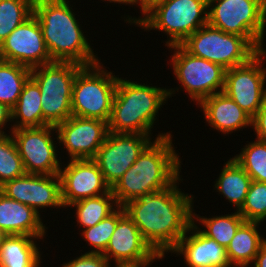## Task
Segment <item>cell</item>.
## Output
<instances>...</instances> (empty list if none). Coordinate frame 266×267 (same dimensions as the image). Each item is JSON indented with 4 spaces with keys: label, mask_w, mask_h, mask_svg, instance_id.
<instances>
[{
    "label": "cell",
    "mask_w": 266,
    "mask_h": 267,
    "mask_svg": "<svg viewBox=\"0 0 266 267\" xmlns=\"http://www.w3.org/2000/svg\"><path fill=\"white\" fill-rule=\"evenodd\" d=\"M172 135L160 133L111 188L117 206L123 207L141 195L164 190L180 178L181 160Z\"/></svg>",
    "instance_id": "obj_2"
},
{
    "label": "cell",
    "mask_w": 266,
    "mask_h": 267,
    "mask_svg": "<svg viewBox=\"0 0 266 267\" xmlns=\"http://www.w3.org/2000/svg\"><path fill=\"white\" fill-rule=\"evenodd\" d=\"M174 50L171 56L173 73L192 101L201 100L224 88L225 72L222 66L189 53L182 45L169 47Z\"/></svg>",
    "instance_id": "obj_10"
},
{
    "label": "cell",
    "mask_w": 266,
    "mask_h": 267,
    "mask_svg": "<svg viewBox=\"0 0 266 267\" xmlns=\"http://www.w3.org/2000/svg\"><path fill=\"white\" fill-rule=\"evenodd\" d=\"M238 212L245 221L261 223L266 219V182L252 180L245 201Z\"/></svg>",
    "instance_id": "obj_32"
},
{
    "label": "cell",
    "mask_w": 266,
    "mask_h": 267,
    "mask_svg": "<svg viewBox=\"0 0 266 267\" xmlns=\"http://www.w3.org/2000/svg\"><path fill=\"white\" fill-rule=\"evenodd\" d=\"M198 105L206 122L223 134L252 126V117L223 91L204 98Z\"/></svg>",
    "instance_id": "obj_20"
},
{
    "label": "cell",
    "mask_w": 266,
    "mask_h": 267,
    "mask_svg": "<svg viewBox=\"0 0 266 267\" xmlns=\"http://www.w3.org/2000/svg\"><path fill=\"white\" fill-rule=\"evenodd\" d=\"M62 267H110V263L103 254L87 251L75 259L63 263Z\"/></svg>",
    "instance_id": "obj_34"
},
{
    "label": "cell",
    "mask_w": 266,
    "mask_h": 267,
    "mask_svg": "<svg viewBox=\"0 0 266 267\" xmlns=\"http://www.w3.org/2000/svg\"><path fill=\"white\" fill-rule=\"evenodd\" d=\"M9 121L12 122V111L7 105L0 103V135L6 133L3 129Z\"/></svg>",
    "instance_id": "obj_37"
},
{
    "label": "cell",
    "mask_w": 266,
    "mask_h": 267,
    "mask_svg": "<svg viewBox=\"0 0 266 267\" xmlns=\"http://www.w3.org/2000/svg\"><path fill=\"white\" fill-rule=\"evenodd\" d=\"M118 222V207L106 218L96 225L83 229L82 238L87 241L89 246H93L89 253L102 254L110 241V238L115 231ZM91 244V245H90Z\"/></svg>",
    "instance_id": "obj_33"
},
{
    "label": "cell",
    "mask_w": 266,
    "mask_h": 267,
    "mask_svg": "<svg viewBox=\"0 0 266 267\" xmlns=\"http://www.w3.org/2000/svg\"><path fill=\"white\" fill-rule=\"evenodd\" d=\"M154 253L124 208L118 206V222L102 254L109 263L112 258L115 263H119L141 261L150 258Z\"/></svg>",
    "instance_id": "obj_18"
},
{
    "label": "cell",
    "mask_w": 266,
    "mask_h": 267,
    "mask_svg": "<svg viewBox=\"0 0 266 267\" xmlns=\"http://www.w3.org/2000/svg\"><path fill=\"white\" fill-rule=\"evenodd\" d=\"M27 235H8L0 245V267H39L41 254L37 241Z\"/></svg>",
    "instance_id": "obj_22"
},
{
    "label": "cell",
    "mask_w": 266,
    "mask_h": 267,
    "mask_svg": "<svg viewBox=\"0 0 266 267\" xmlns=\"http://www.w3.org/2000/svg\"><path fill=\"white\" fill-rule=\"evenodd\" d=\"M254 181L266 182V141L249 142L232 157Z\"/></svg>",
    "instance_id": "obj_30"
},
{
    "label": "cell",
    "mask_w": 266,
    "mask_h": 267,
    "mask_svg": "<svg viewBox=\"0 0 266 267\" xmlns=\"http://www.w3.org/2000/svg\"><path fill=\"white\" fill-rule=\"evenodd\" d=\"M165 256L161 253L155 252L150 258L137 262H119L115 264V267H148L155 260H162Z\"/></svg>",
    "instance_id": "obj_36"
},
{
    "label": "cell",
    "mask_w": 266,
    "mask_h": 267,
    "mask_svg": "<svg viewBox=\"0 0 266 267\" xmlns=\"http://www.w3.org/2000/svg\"><path fill=\"white\" fill-rule=\"evenodd\" d=\"M34 0H0V45L33 14Z\"/></svg>",
    "instance_id": "obj_29"
},
{
    "label": "cell",
    "mask_w": 266,
    "mask_h": 267,
    "mask_svg": "<svg viewBox=\"0 0 266 267\" xmlns=\"http://www.w3.org/2000/svg\"><path fill=\"white\" fill-rule=\"evenodd\" d=\"M189 53L201 57L224 69L247 63L259 51L245 38L204 25L182 44Z\"/></svg>",
    "instance_id": "obj_9"
},
{
    "label": "cell",
    "mask_w": 266,
    "mask_h": 267,
    "mask_svg": "<svg viewBox=\"0 0 266 267\" xmlns=\"http://www.w3.org/2000/svg\"><path fill=\"white\" fill-rule=\"evenodd\" d=\"M24 174L22 159L13 136L7 133L0 135V186Z\"/></svg>",
    "instance_id": "obj_31"
},
{
    "label": "cell",
    "mask_w": 266,
    "mask_h": 267,
    "mask_svg": "<svg viewBox=\"0 0 266 267\" xmlns=\"http://www.w3.org/2000/svg\"><path fill=\"white\" fill-rule=\"evenodd\" d=\"M187 232L171 252L184 255L188 267H227L230 264L226 248L205 236L195 221H192ZM189 232L192 235H189Z\"/></svg>",
    "instance_id": "obj_19"
},
{
    "label": "cell",
    "mask_w": 266,
    "mask_h": 267,
    "mask_svg": "<svg viewBox=\"0 0 266 267\" xmlns=\"http://www.w3.org/2000/svg\"><path fill=\"white\" fill-rule=\"evenodd\" d=\"M31 69L21 64L0 60V103L12 109L21 94Z\"/></svg>",
    "instance_id": "obj_26"
},
{
    "label": "cell",
    "mask_w": 266,
    "mask_h": 267,
    "mask_svg": "<svg viewBox=\"0 0 266 267\" xmlns=\"http://www.w3.org/2000/svg\"><path fill=\"white\" fill-rule=\"evenodd\" d=\"M125 22L146 30L164 31L165 46L181 45L191 34L208 24L206 0H166L155 5L143 18L128 16Z\"/></svg>",
    "instance_id": "obj_5"
},
{
    "label": "cell",
    "mask_w": 266,
    "mask_h": 267,
    "mask_svg": "<svg viewBox=\"0 0 266 267\" xmlns=\"http://www.w3.org/2000/svg\"><path fill=\"white\" fill-rule=\"evenodd\" d=\"M253 263L255 267H266V240L261 244Z\"/></svg>",
    "instance_id": "obj_38"
},
{
    "label": "cell",
    "mask_w": 266,
    "mask_h": 267,
    "mask_svg": "<svg viewBox=\"0 0 266 267\" xmlns=\"http://www.w3.org/2000/svg\"><path fill=\"white\" fill-rule=\"evenodd\" d=\"M55 131V132H54ZM56 126L23 127L12 129L11 135L17 145L25 173L37 175L59 174L62 163L58 159L56 141L52 134Z\"/></svg>",
    "instance_id": "obj_11"
},
{
    "label": "cell",
    "mask_w": 266,
    "mask_h": 267,
    "mask_svg": "<svg viewBox=\"0 0 266 267\" xmlns=\"http://www.w3.org/2000/svg\"><path fill=\"white\" fill-rule=\"evenodd\" d=\"M41 105L40 88L38 84L29 77L23 85L16 105L11 109L12 121H16L11 127V130L23 127H42L43 112Z\"/></svg>",
    "instance_id": "obj_23"
},
{
    "label": "cell",
    "mask_w": 266,
    "mask_h": 267,
    "mask_svg": "<svg viewBox=\"0 0 266 267\" xmlns=\"http://www.w3.org/2000/svg\"><path fill=\"white\" fill-rule=\"evenodd\" d=\"M251 182L250 176L231 158L225 163L214 186L238 211L245 201Z\"/></svg>",
    "instance_id": "obj_25"
},
{
    "label": "cell",
    "mask_w": 266,
    "mask_h": 267,
    "mask_svg": "<svg viewBox=\"0 0 266 267\" xmlns=\"http://www.w3.org/2000/svg\"><path fill=\"white\" fill-rule=\"evenodd\" d=\"M0 60L34 68L52 63L45 44L42 28L32 14L0 45Z\"/></svg>",
    "instance_id": "obj_14"
},
{
    "label": "cell",
    "mask_w": 266,
    "mask_h": 267,
    "mask_svg": "<svg viewBox=\"0 0 266 267\" xmlns=\"http://www.w3.org/2000/svg\"><path fill=\"white\" fill-rule=\"evenodd\" d=\"M9 234H7L4 230L0 228V245L7 238Z\"/></svg>",
    "instance_id": "obj_41"
},
{
    "label": "cell",
    "mask_w": 266,
    "mask_h": 267,
    "mask_svg": "<svg viewBox=\"0 0 266 267\" xmlns=\"http://www.w3.org/2000/svg\"><path fill=\"white\" fill-rule=\"evenodd\" d=\"M248 266H250L248 263H237V264H229L227 267H248ZM254 267H255V265H254Z\"/></svg>",
    "instance_id": "obj_42"
},
{
    "label": "cell",
    "mask_w": 266,
    "mask_h": 267,
    "mask_svg": "<svg viewBox=\"0 0 266 267\" xmlns=\"http://www.w3.org/2000/svg\"><path fill=\"white\" fill-rule=\"evenodd\" d=\"M252 129L255 131L256 139L266 141V96L262 106L252 117Z\"/></svg>",
    "instance_id": "obj_35"
},
{
    "label": "cell",
    "mask_w": 266,
    "mask_h": 267,
    "mask_svg": "<svg viewBox=\"0 0 266 267\" xmlns=\"http://www.w3.org/2000/svg\"><path fill=\"white\" fill-rule=\"evenodd\" d=\"M151 140V136L145 134L108 133L93 160L111 188L134 164Z\"/></svg>",
    "instance_id": "obj_13"
},
{
    "label": "cell",
    "mask_w": 266,
    "mask_h": 267,
    "mask_svg": "<svg viewBox=\"0 0 266 267\" xmlns=\"http://www.w3.org/2000/svg\"><path fill=\"white\" fill-rule=\"evenodd\" d=\"M265 58L266 49L259 51L247 63L225 72L223 92L251 117L260 109L266 96Z\"/></svg>",
    "instance_id": "obj_12"
},
{
    "label": "cell",
    "mask_w": 266,
    "mask_h": 267,
    "mask_svg": "<svg viewBox=\"0 0 266 267\" xmlns=\"http://www.w3.org/2000/svg\"><path fill=\"white\" fill-rule=\"evenodd\" d=\"M105 2L106 1H109V3H118V4H131V5H136L137 4V0H104Z\"/></svg>",
    "instance_id": "obj_40"
},
{
    "label": "cell",
    "mask_w": 266,
    "mask_h": 267,
    "mask_svg": "<svg viewBox=\"0 0 266 267\" xmlns=\"http://www.w3.org/2000/svg\"><path fill=\"white\" fill-rule=\"evenodd\" d=\"M82 65L53 61L31 68V78L41 91L43 126H57L72 116V86Z\"/></svg>",
    "instance_id": "obj_7"
},
{
    "label": "cell",
    "mask_w": 266,
    "mask_h": 267,
    "mask_svg": "<svg viewBox=\"0 0 266 267\" xmlns=\"http://www.w3.org/2000/svg\"><path fill=\"white\" fill-rule=\"evenodd\" d=\"M40 216L31 207L0 192V228L7 234L45 237L47 227Z\"/></svg>",
    "instance_id": "obj_21"
},
{
    "label": "cell",
    "mask_w": 266,
    "mask_h": 267,
    "mask_svg": "<svg viewBox=\"0 0 266 267\" xmlns=\"http://www.w3.org/2000/svg\"><path fill=\"white\" fill-rule=\"evenodd\" d=\"M99 62L82 66L73 82L72 116L109 122L118 77Z\"/></svg>",
    "instance_id": "obj_6"
},
{
    "label": "cell",
    "mask_w": 266,
    "mask_h": 267,
    "mask_svg": "<svg viewBox=\"0 0 266 267\" xmlns=\"http://www.w3.org/2000/svg\"><path fill=\"white\" fill-rule=\"evenodd\" d=\"M60 169L61 199L64 207L111 191L100 168L93 159H71Z\"/></svg>",
    "instance_id": "obj_17"
},
{
    "label": "cell",
    "mask_w": 266,
    "mask_h": 267,
    "mask_svg": "<svg viewBox=\"0 0 266 267\" xmlns=\"http://www.w3.org/2000/svg\"><path fill=\"white\" fill-rule=\"evenodd\" d=\"M196 215L197 214L192 212V221L196 219V222L199 221V224L201 223L204 228L206 227V229H201L199 227L198 229L205 236L214 239L219 245L225 248L230 244L239 226L245 221L238 211L232 214L212 216L210 218Z\"/></svg>",
    "instance_id": "obj_28"
},
{
    "label": "cell",
    "mask_w": 266,
    "mask_h": 267,
    "mask_svg": "<svg viewBox=\"0 0 266 267\" xmlns=\"http://www.w3.org/2000/svg\"><path fill=\"white\" fill-rule=\"evenodd\" d=\"M261 223L244 221L237 229L230 244L226 247V254L230 264H252L259 252L261 244L266 240L258 228Z\"/></svg>",
    "instance_id": "obj_24"
},
{
    "label": "cell",
    "mask_w": 266,
    "mask_h": 267,
    "mask_svg": "<svg viewBox=\"0 0 266 267\" xmlns=\"http://www.w3.org/2000/svg\"><path fill=\"white\" fill-rule=\"evenodd\" d=\"M176 90L178 92V88H160L118 76L109 132L151 135L158 111Z\"/></svg>",
    "instance_id": "obj_4"
},
{
    "label": "cell",
    "mask_w": 266,
    "mask_h": 267,
    "mask_svg": "<svg viewBox=\"0 0 266 267\" xmlns=\"http://www.w3.org/2000/svg\"><path fill=\"white\" fill-rule=\"evenodd\" d=\"M164 190L141 195L123 206L151 248L165 255L171 252L192 224L193 196L177 183Z\"/></svg>",
    "instance_id": "obj_1"
},
{
    "label": "cell",
    "mask_w": 266,
    "mask_h": 267,
    "mask_svg": "<svg viewBox=\"0 0 266 267\" xmlns=\"http://www.w3.org/2000/svg\"><path fill=\"white\" fill-rule=\"evenodd\" d=\"M68 0H34L33 14L42 28L52 61L88 66L99 62ZM70 5V6H69Z\"/></svg>",
    "instance_id": "obj_3"
},
{
    "label": "cell",
    "mask_w": 266,
    "mask_h": 267,
    "mask_svg": "<svg viewBox=\"0 0 266 267\" xmlns=\"http://www.w3.org/2000/svg\"><path fill=\"white\" fill-rule=\"evenodd\" d=\"M70 206L76 207L77 224L79 223V226L84 229L101 222L118 207L112 191L97 197L76 201Z\"/></svg>",
    "instance_id": "obj_27"
},
{
    "label": "cell",
    "mask_w": 266,
    "mask_h": 267,
    "mask_svg": "<svg viewBox=\"0 0 266 267\" xmlns=\"http://www.w3.org/2000/svg\"><path fill=\"white\" fill-rule=\"evenodd\" d=\"M6 197L31 207L40 215L47 208L64 207L61 199V180L59 174L37 175L25 173L0 186Z\"/></svg>",
    "instance_id": "obj_16"
},
{
    "label": "cell",
    "mask_w": 266,
    "mask_h": 267,
    "mask_svg": "<svg viewBox=\"0 0 266 267\" xmlns=\"http://www.w3.org/2000/svg\"><path fill=\"white\" fill-rule=\"evenodd\" d=\"M58 143L65 147L69 159H93L109 133L108 122L71 116L56 126Z\"/></svg>",
    "instance_id": "obj_15"
},
{
    "label": "cell",
    "mask_w": 266,
    "mask_h": 267,
    "mask_svg": "<svg viewBox=\"0 0 266 267\" xmlns=\"http://www.w3.org/2000/svg\"><path fill=\"white\" fill-rule=\"evenodd\" d=\"M208 24L245 37L258 51L265 50L266 0H212L208 2Z\"/></svg>",
    "instance_id": "obj_8"
},
{
    "label": "cell",
    "mask_w": 266,
    "mask_h": 267,
    "mask_svg": "<svg viewBox=\"0 0 266 267\" xmlns=\"http://www.w3.org/2000/svg\"><path fill=\"white\" fill-rule=\"evenodd\" d=\"M166 0H137V4L140 3L142 15H145L149 10H151L155 5L164 2Z\"/></svg>",
    "instance_id": "obj_39"
}]
</instances>
